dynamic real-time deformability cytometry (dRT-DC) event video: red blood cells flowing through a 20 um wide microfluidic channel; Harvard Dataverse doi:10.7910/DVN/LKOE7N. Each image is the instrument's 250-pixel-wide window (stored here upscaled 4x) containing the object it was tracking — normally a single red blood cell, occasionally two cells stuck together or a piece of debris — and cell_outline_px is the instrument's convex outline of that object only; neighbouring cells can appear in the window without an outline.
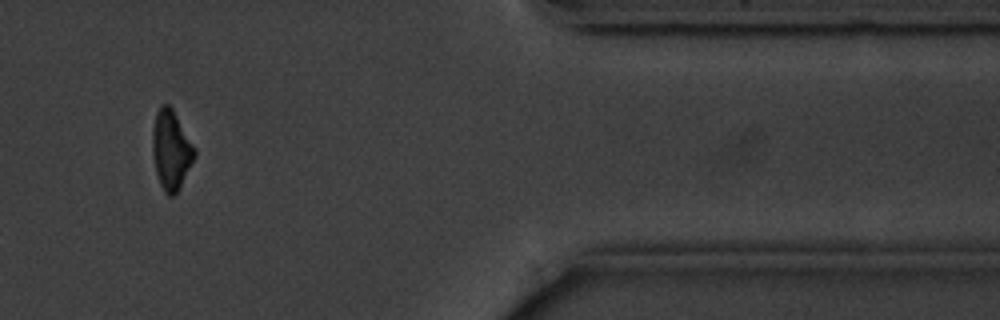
{"species": "common noctule bat (a hibernating species)", "species_latin": "Nyctalus noctula", "temperature_condition": "cold", "stored_images_in_passage": 12, "segment_of_instrument_passage": [1, 2], "camera_frame_rate_fps": 3000, "um_per_image_px": 0.085, "animal": {"sex": "male", "body_mass_g": 20.1, "forearm_length_mm": 53.5}, "frame": {"image": 1, "passage_image": 9, "time_ms": 10.333, "image_size_px": [1000, 320], "cell_outline_px": [[196, 156], [180, 188], [172, 196], [168, 196], [164, 192], [160, 184], [156, 172], [152, 152], [152, 128], [156, 112], [160, 104], [168, 104], [172, 108], [196, 148]], "centroid_in_image_um": [14.54, 12.73], "position_along_channel_um": 396.9, "area_um2": 19.65}}